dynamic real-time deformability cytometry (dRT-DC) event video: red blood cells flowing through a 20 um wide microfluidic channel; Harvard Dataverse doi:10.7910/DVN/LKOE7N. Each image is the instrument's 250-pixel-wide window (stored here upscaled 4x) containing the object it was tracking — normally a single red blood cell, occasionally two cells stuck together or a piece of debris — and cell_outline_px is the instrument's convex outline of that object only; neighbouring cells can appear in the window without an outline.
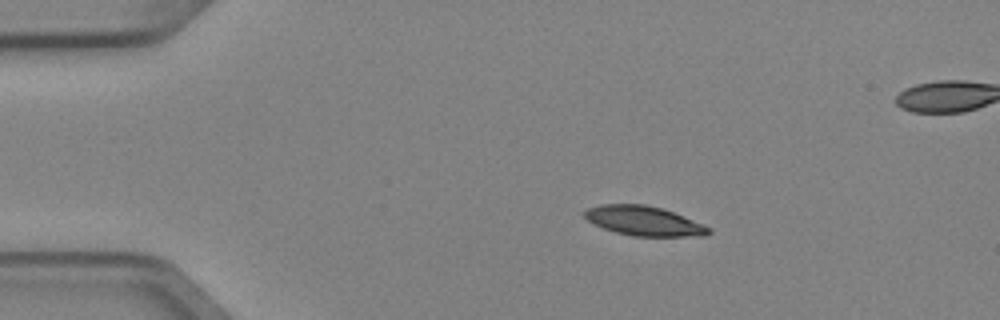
{"species": "Egyptian fruit bat (a non-hibernating species)", "species_latin": "Rousettus aegyptiacus", "temperature_condition": "cold", "stored_images_in_passage": 6, "camera_frame_rate_fps": 3000, "um_per_image_px": 0.085, "animal": {"sex": "female"}, "frame": {"image": 1, "passage_image": 1, "time_ms": 0.0, "image_size_px": [1000, 320], "cell_outline_px": [[712, 232], [704, 236], [632, 236], [616, 232], [604, 228], [588, 220], [584, 216], [584, 212], [588, 208], [600, 204], [644, 204], [660, 208], [672, 212], [712, 228]], "centroid_in_image_um": [54.74, 18.78], "position_along_channel_um": 30.3, "area_um2": 21.1}}
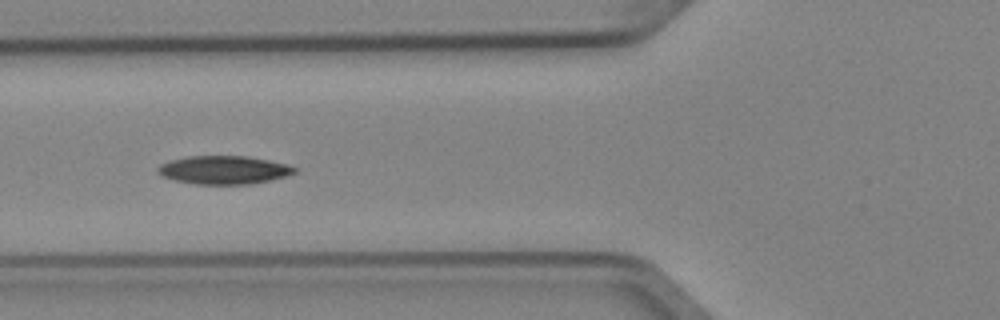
{"frame": {"image": 2, "passage_image": 4, "time_ms": 1.0, "image_size_px": [1000, 320], "cell_outline_px": [[296, 172], [284, 176], [252, 184], [196, 184], [176, 180], [164, 176], [156, 172], [156, 168], [160, 164], [172, 160], [188, 156], [248, 156], [288, 164], [296, 168]], "centroid_in_image_um": [19.01, 14.44], "position_along_channel_um": 106.8, "area_um2": 22.37}}
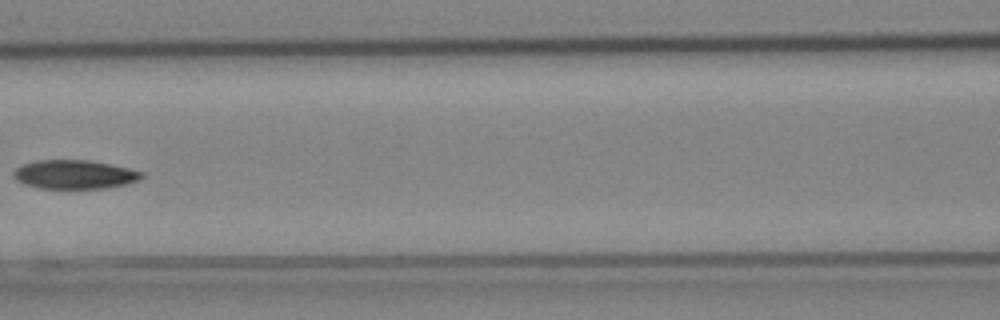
{"frame": {"image": 3, "passage_image": 5, "time_ms": 1.333, "image_size_px": [1000, 320], "cell_outline_px": [[144, 176], [140, 180], [124, 184], [104, 188], [36, 188], [24, 184], [16, 180], [12, 176], [12, 172], [16, 168], [24, 164], [36, 160], [88, 160], [128, 168], [144, 172]], "centroid_in_image_um": [6.3, 14.83], "position_along_channel_um": 160.3, "area_um2": 21.5}}